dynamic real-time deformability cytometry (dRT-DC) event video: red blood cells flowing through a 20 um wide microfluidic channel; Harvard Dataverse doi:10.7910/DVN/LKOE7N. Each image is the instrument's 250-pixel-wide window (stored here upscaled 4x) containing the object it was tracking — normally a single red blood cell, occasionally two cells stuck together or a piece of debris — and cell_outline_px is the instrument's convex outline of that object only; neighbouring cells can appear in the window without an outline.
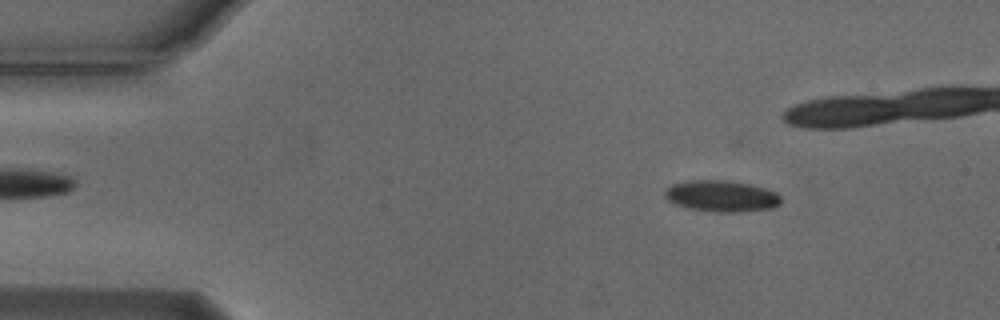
{"species": "Egyptian fruit bat (a non-hibernating species)", "species_latin": "Rousettus aegyptiacus", "temperature_condition": "cold", "stored_images_in_passage": 44, "camera_frame_rate_fps": 3000, "um_per_image_px": 0.085, "animal": {"sex": "male"}, "frame": {"image": 1, "passage_image": 7, "time_ms": 2.0, "image_size_px": [1000, 320], "cell_outline_px": [[780, 204], [772, 208], [740, 212], [720, 212], [688, 208], [676, 204], [668, 200], [664, 196], [664, 192], [672, 184], [688, 180], [728, 180], [748, 184], [764, 188], [776, 192], [780, 196]], "centroid_in_image_um": [61.32, 16.66], "position_along_channel_um": 23.7, "area_um2": 21.1}}
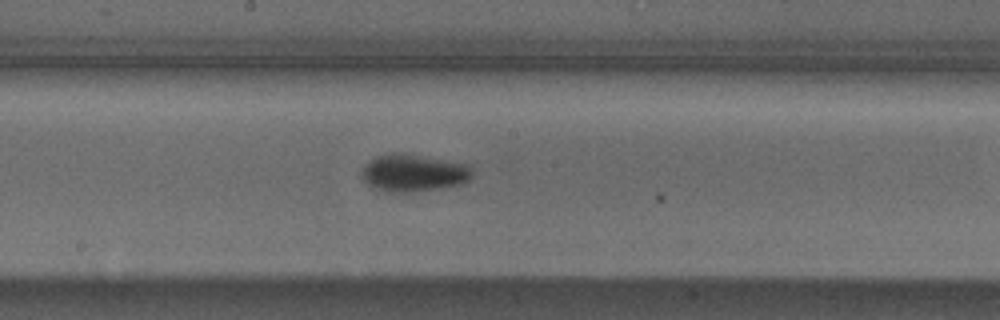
{"frame": {"image": 2, "passage_image": 28, "time_ms": 9.0, "image_size_px": [1000, 320], "cell_outline_px": [[472, 176], [464, 184], [416, 192], [380, 192], [372, 188], [360, 176], [360, 172], [364, 164], [368, 160], [376, 156], [392, 152], [404, 152], [472, 164]], "centroid_in_image_um": [35.13, 14.68], "position_along_channel_um": 213.1, "area_um2": 25.03}}
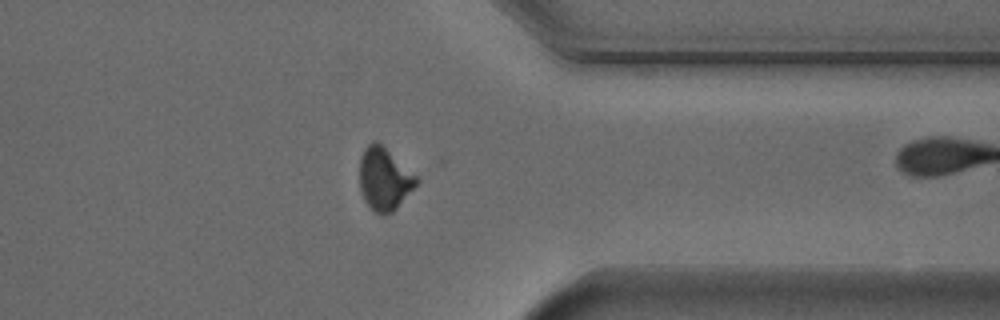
{"frame": {"image": 3, "passage_image": 42, "time_ms": 13.667, "image_size_px": [1000, 320], "cell_outline_px": [[420, 180], [396, 208], [392, 212], [384, 216], [372, 212], [364, 200], [360, 188], [360, 156], [364, 148], [372, 140], [376, 140], [416, 176]], "centroid_in_image_um": [32.63, 15.24], "position_along_channel_um": 378.8, "area_um2": 20.58}}